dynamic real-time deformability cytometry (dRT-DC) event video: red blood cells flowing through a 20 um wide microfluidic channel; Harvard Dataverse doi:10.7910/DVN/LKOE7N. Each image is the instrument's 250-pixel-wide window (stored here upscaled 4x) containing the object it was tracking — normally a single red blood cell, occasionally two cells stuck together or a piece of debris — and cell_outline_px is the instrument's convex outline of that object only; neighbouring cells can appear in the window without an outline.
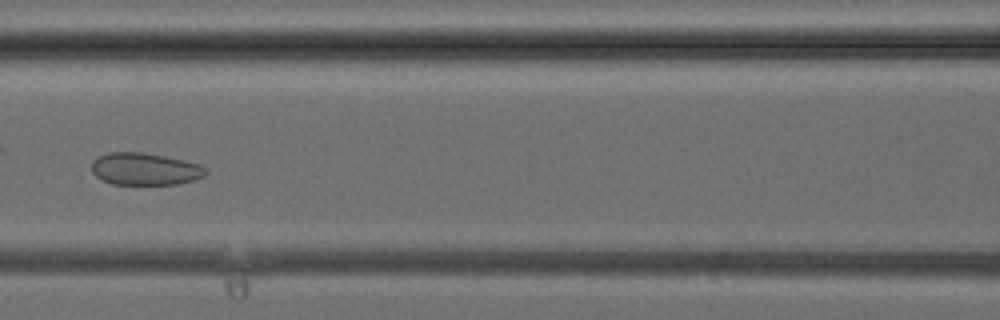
{"species": "common noctule bat (a hibernating species)", "species_latin": "Nyctalus noctula", "temperature_condition": "cold", "stored_images_in_passage": 39, "camera_frame_rate_fps": 3000, "um_per_image_px": 0.085, "animal": {"sex": "female", "body_mass_g": 24.6, "forearm_length_mm": 56.2}, "frame": {"image": 1, "passage_image": 18, "time_ms": 5.667, "image_size_px": [1000, 320], "cell_outline_px": [[208, 172], [204, 176], [192, 180], [176, 184], [112, 184], [100, 180], [92, 172], [92, 160], [96, 156], [108, 152], [140, 152], [164, 156], [184, 160], [200, 164]], "centroid_in_image_um": [12.27, 14.36], "position_along_channel_um": 154.3, "area_um2": 21.5}}
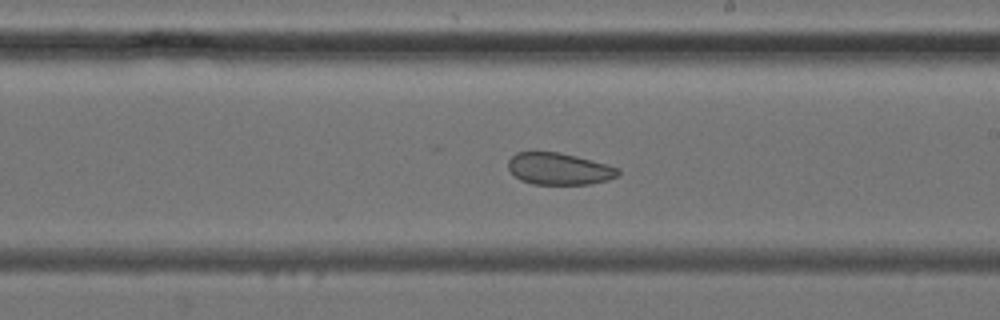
{"frame": {"image": 2, "passage_image": 23, "time_ms": 7.333, "image_size_px": [1000, 320], "cell_outline_px": [[620, 176], [608, 180], [588, 184], [532, 184], [520, 180], [508, 168], [508, 160], [516, 152], [560, 152], [576, 156], [620, 168]], "centroid_in_image_um": [47.54, 14.35], "position_along_channel_um": 241.5, "area_um2": 20.4}}
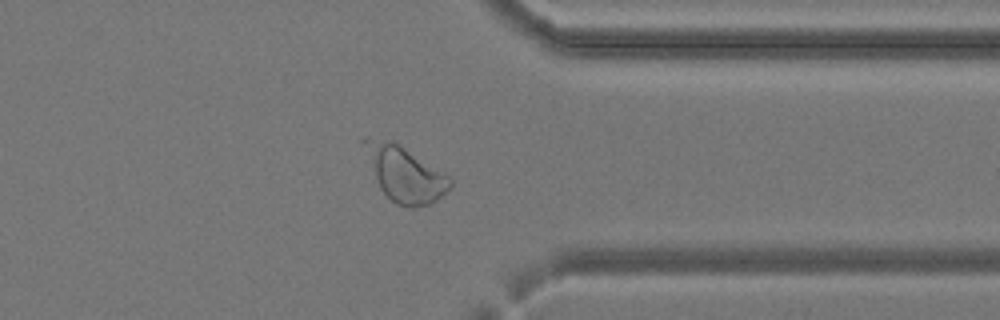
{"frame": {"image": 3, "passage_image": 31, "time_ms": 10.0, "image_size_px": [1000, 320], "cell_outline_px": [[452, 184], [436, 200], [428, 204], [416, 208], [408, 208], [396, 204], [380, 188], [360, 140], [368, 136], [392, 140], [448, 176], [452, 180]], "centroid_in_image_um": [34.35, 14.76], "position_along_channel_um": 377.0, "area_um2": 26.99}}